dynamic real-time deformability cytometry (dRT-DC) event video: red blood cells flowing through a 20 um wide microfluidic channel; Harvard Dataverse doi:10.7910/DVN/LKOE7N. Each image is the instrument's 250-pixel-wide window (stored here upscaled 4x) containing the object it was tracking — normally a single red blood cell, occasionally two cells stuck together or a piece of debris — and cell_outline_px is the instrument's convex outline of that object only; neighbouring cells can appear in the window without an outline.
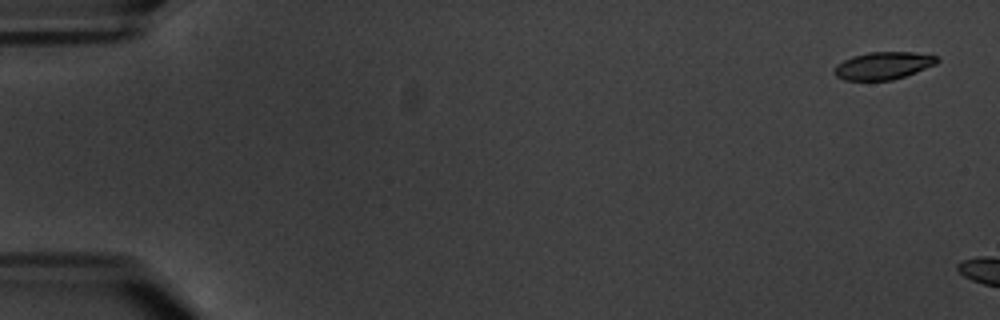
{"species": "common noctule bat (a hibernating species)", "species_latin": "Nyctalus noctula", "temperature_condition": "warm", "stored_images_in_passage": 2, "camera_frame_rate_fps": 3000, "um_per_image_px": 0.085, "animal": {"sex": "male", "body_mass_g": 20.1, "forearm_length_mm": 53.5}, "frame": {"image": 1, "passage_image": 1, "time_ms": 0.0, "image_size_px": [1000, 320], "cell_outline_px": [[940, 60], [936, 64], [916, 72], [892, 80], [844, 80], [836, 76], [832, 72], [836, 64], [852, 56], [868, 52], [916, 52], [936, 56]], "centroid_in_image_um": [75.05, 5.57], "position_along_channel_um": 9.9, "area_um2": 16.53}}